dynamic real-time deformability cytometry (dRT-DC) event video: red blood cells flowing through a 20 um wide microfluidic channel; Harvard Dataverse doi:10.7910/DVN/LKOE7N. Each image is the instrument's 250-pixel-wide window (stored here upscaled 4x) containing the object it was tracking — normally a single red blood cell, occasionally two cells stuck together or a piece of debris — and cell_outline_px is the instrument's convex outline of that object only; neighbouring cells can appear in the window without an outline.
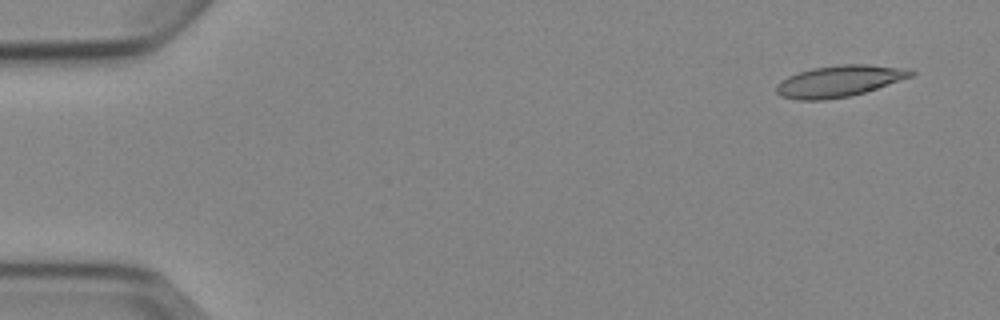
{"species": "Egyptian fruit bat (a non-hibernating species)", "species_latin": "Rousettus aegyptiacus", "temperature_condition": "cold", "stored_images_in_passage": 5, "camera_frame_rate_fps": 3000, "um_per_image_px": 0.085, "animal": {"sex": "female"}, "frame": {"image": 1, "passage_image": 1, "time_ms": 0.0, "image_size_px": [1000, 320], "cell_outline_px": [[916, 72], [912, 76], [864, 92], [848, 96], [824, 100], [796, 100], [780, 96], [776, 92], [776, 84], [780, 80], [796, 72], [812, 68], [840, 64], [868, 64], [904, 68]], "centroid_in_image_um": [71.27, 6.89], "position_along_channel_um": 13.7, "area_um2": 24.62}}
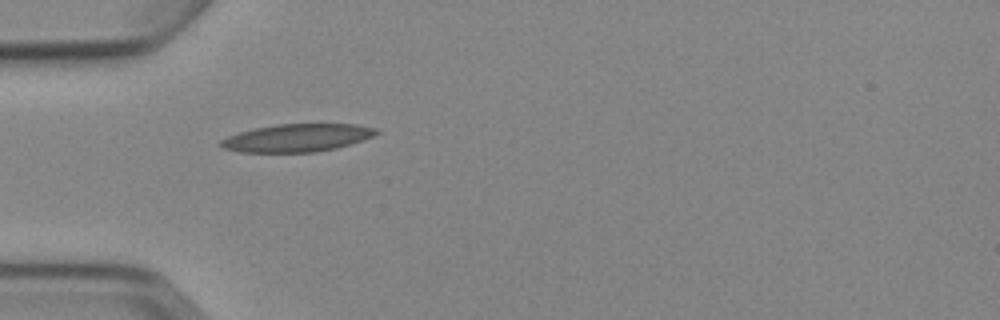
{"frame": {"image": 2, "passage_image": 4, "time_ms": 4.333, "image_size_px": [1000, 320], "cell_outline_px": [[380, 132], [372, 136], [336, 148], [312, 152], [240, 152], [224, 148], [216, 144], [220, 140], [228, 136], [240, 132], [256, 128], [276, 124], [356, 124], [376, 128]], "centroid_in_image_um": [25.21, 11.71], "position_along_channel_um": 59.8, "area_um2": 24.97}}
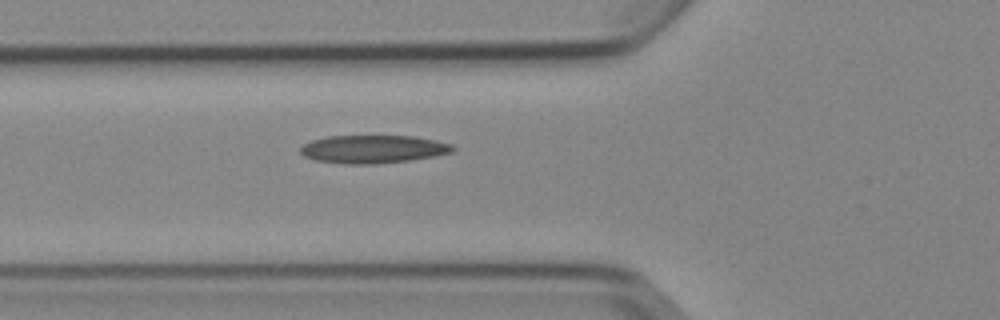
{"frame": {"image": 3, "passage_image": 5, "time_ms": 5.333, "image_size_px": [1000, 320], "cell_outline_px": [[456, 148], [452, 152], [436, 156], [408, 160], [376, 164], [348, 164], [316, 160], [304, 156], [300, 152], [300, 148], [304, 144], [312, 140], [328, 136], [412, 136], [436, 140], [452, 144]], "centroid_in_image_um": [31.73, 12.67], "position_along_channel_um": 94.1, "area_um2": 24.85}}